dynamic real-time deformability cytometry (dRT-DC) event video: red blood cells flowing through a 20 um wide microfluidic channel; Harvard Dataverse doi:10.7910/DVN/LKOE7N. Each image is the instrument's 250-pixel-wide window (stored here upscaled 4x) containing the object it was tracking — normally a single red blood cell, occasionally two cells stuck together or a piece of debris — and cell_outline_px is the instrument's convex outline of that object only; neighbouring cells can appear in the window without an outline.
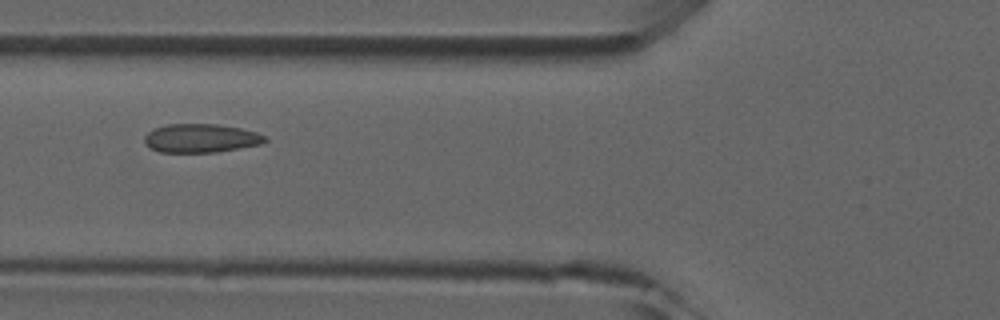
{"species": "common noctule bat (a hibernating species)", "species_latin": "Nyctalus noctula", "temperature_condition": "room temperature", "stored_images_in_passage": 6, "camera_frame_rate_fps": 3000, "um_per_image_px": 0.085, "animal": {"sex": "male", "forearm_length_mm": 52.5}, "frame": {"image": 1, "passage_image": 5, "time_ms": 4.667, "image_size_px": [1000, 320], "cell_outline_px": [[268, 140], [260, 144], [216, 152], [160, 152], [148, 148], [144, 144], [144, 136], [152, 128], [168, 124], [216, 124], [240, 128], [256, 132], [264, 136]], "centroid_in_image_um": [17.0, 11.75], "position_along_channel_um": 108.8, "area_um2": 20.17}}
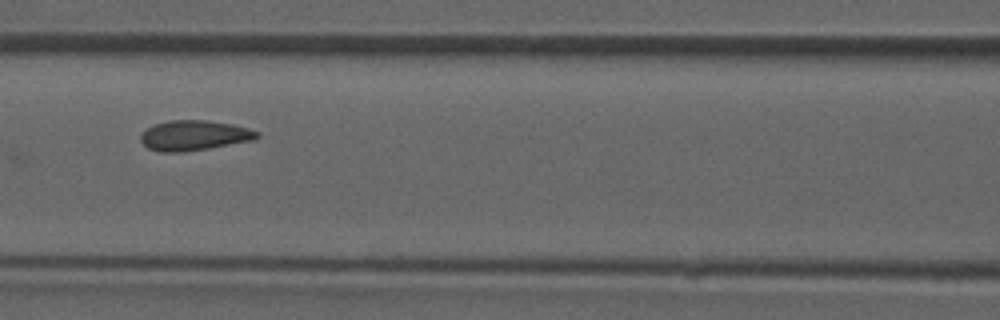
{"frame": {"image": 2, "passage_image": 6, "time_ms": 5.667, "image_size_px": [1000, 320], "cell_outline_px": [[260, 136], [252, 140], [208, 148], [184, 152], [160, 152], [148, 148], [140, 140], [140, 136], [148, 128], [156, 124], [172, 120], [204, 120], [232, 124], [248, 128], [260, 132]], "centroid_in_image_um": [16.51, 11.51], "position_along_channel_um": 150.1, "area_um2": 20.17}}